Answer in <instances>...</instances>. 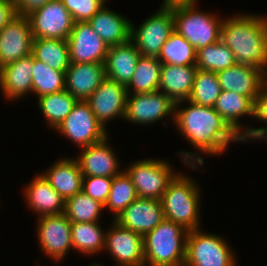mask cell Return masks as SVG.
Returning <instances> with one entry per match:
<instances>
[{
  "label": "cell",
  "instance_id": "4",
  "mask_svg": "<svg viewBox=\"0 0 267 266\" xmlns=\"http://www.w3.org/2000/svg\"><path fill=\"white\" fill-rule=\"evenodd\" d=\"M198 184L186 174L178 173L169 182L161 197L164 217L186 230L200 228V188Z\"/></svg>",
  "mask_w": 267,
  "mask_h": 266
},
{
  "label": "cell",
  "instance_id": "33",
  "mask_svg": "<svg viewBox=\"0 0 267 266\" xmlns=\"http://www.w3.org/2000/svg\"><path fill=\"white\" fill-rule=\"evenodd\" d=\"M158 60L161 64L195 65L196 50L183 36L174 30L162 46Z\"/></svg>",
  "mask_w": 267,
  "mask_h": 266
},
{
  "label": "cell",
  "instance_id": "1",
  "mask_svg": "<svg viewBox=\"0 0 267 266\" xmlns=\"http://www.w3.org/2000/svg\"><path fill=\"white\" fill-rule=\"evenodd\" d=\"M185 101L189 106L181 109L180 105ZM173 123L198 152L207 155H221L230 142L242 141L213 107L197 105L188 100L175 103Z\"/></svg>",
  "mask_w": 267,
  "mask_h": 266
},
{
  "label": "cell",
  "instance_id": "22",
  "mask_svg": "<svg viewBox=\"0 0 267 266\" xmlns=\"http://www.w3.org/2000/svg\"><path fill=\"white\" fill-rule=\"evenodd\" d=\"M24 189L29 209L37 212L38 218L64 213L65 199L42 174H37Z\"/></svg>",
  "mask_w": 267,
  "mask_h": 266
},
{
  "label": "cell",
  "instance_id": "19",
  "mask_svg": "<svg viewBox=\"0 0 267 266\" xmlns=\"http://www.w3.org/2000/svg\"><path fill=\"white\" fill-rule=\"evenodd\" d=\"M109 137L103 141L88 147L82 148V153L77 156V161L83 176H104L111 177L119 175V160L114 148L108 146Z\"/></svg>",
  "mask_w": 267,
  "mask_h": 266
},
{
  "label": "cell",
  "instance_id": "9",
  "mask_svg": "<svg viewBox=\"0 0 267 266\" xmlns=\"http://www.w3.org/2000/svg\"><path fill=\"white\" fill-rule=\"evenodd\" d=\"M55 130L81 148L99 143L108 136L107 130L98 122L86 101H77Z\"/></svg>",
  "mask_w": 267,
  "mask_h": 266
},
{
  "label": "cell",
  "instance_id": "12",
  "mask_svg": "<svg viewBox=\"0 0 267 266\" xmlns=\"http://www.w3.org/2000/svg\"><path fill=\"white\" fill-rule=\"evenodd\" d=\"M37 223L36 232L41 250L58 263L73 249L71 222L61 213L39 217Z\"/></svg>",
  "mask_w": 267,
  "mask_h": 266
},
{
  "label": "cell",
  "instance_id": "21",
  "mask_svg": "<svg viewBox=\"0 0 267 266\" xmlns=\"http://www.w3.org/2000/svg\"><path fill=\"white\" fill-rule=\"evenodd\" d=\"M33 55L8 63L0 68V89L7 100L32 92Z\"/></svg>",
  "mask_w": 267,
  "mask_h": 266
},
{
  "label": "cell",
  "instance_id": "43",
  "mask_svg": "<svg viewBox=\"0 0 267 266\" xmlns=\"http://www.w3.org/2000/svg\"><path fill=\"white\" fill-rule=\"evenodd\" d=\"M245 129V141L248 140H266L267 141V127H260V128H252V127H246L244 126Z\"/></svg>",
  "mask_w": 267,
  "mask_h": 266
},
{
  "label": "cell",
  "instance_id": "40",
  "mask_svg": "<svg viewBox=\"0 0 267 266\" xmlns=\"http://www.w3.org/2000/svg\"><path fill=\"white\" fill-rule=\"evenodd\" d=\"M253 117L267 123V84L260 90L258 96L255 98Z\"/></svg>",
  "mask_w": 267,
  "mask_h": 266
},
{
  "label": "cell",
  "instance_id": "28",
  "mask_svg": "<svg viewBox=\"0 0 267 266\" xmlns=\"http://www.w3.org/2000/svg\"><path fill=\"white\" fill-rule=\"evenodd\" d=\"M160 70L161 62L157 57L140 55L134 74L125 86L127 93L143 94L159 91Z\"/></svg>",
  "mask_w": 267,
  "mask_h": 266
},
{
  "label": "cell",
  "instance_id": "6",
  "mask_svg": "<svg viewBox=\"0 0 267 266\" xmlns=\"http://www.w3.org/2000/svg\"><path fill=\"white\" fill-rule=\"evenodd\" d=\"M200 230L188 232L184 266H238L234 252L222 235Z\"/></svg>",
  "mask_w": 267,
  "mask_h": 266
},
{
  "label": "cell",
  "instance_id": "2",
  "mask_svg": "<svg viewBox=\"0 0 267 266\" xmlns=\"http://www.w3.org/2000/svg\"><path fill=\"white\" fill-rule=\"evenodd\" d=\"M220 40L233 52L236 64L267 72V16L236 14L224 19Z\"/></svg>",
  "mask_w": 267,
  "mask_h": 266
},
{
  "label": "cell",
  "instance_id": "30",
  "mask_svg": "<svg viewBox=\"0 0 267 266\" xmlns=\"http://www.w3.org/2000/svg\"><path fill=\"white\" fill-rule=\"evenodd\" d=\"M105 233L98 222L71 223V240L73 249L91 255L104 251Z\"/></svg>",
  "mask_w": 267,
  "mask_h": 266
},
{
  "label": "cell",
  "instance_id": "34",
  "mask_svg": "<svg viewBox=\"0 0 267 266\" xmlns=\"http://www.w3.org/2000/svg\"><path fill=\"white\" fill-rule=\"evenodd\" d=\"M236 64L233 52L220 41L196 50V67L218 73Z\"/></svg>",
  "mask_w": 267,
  "mask_h": 266
},
{
  "label": "cell",
  "instance_id": "26",
  "mask_svg": "<svg viewBox=\"0 0 267 266\" xmlns=\"http://www.w3.org/2000/svg\"><path fill=\"white\" fill-rule=\"evenodd\" d=\"M140 55L131 41L109 47L104 63L106 77L126 86L134 74Z\"/></svg>",
  "mask_w": 267,
  "mask_h": 266
},
{
  "label": "cell",
  "instance_id": "44",
  "mask_svg": "<svg viewBox=\"0 0 267 266\" xmlns=\"http://www.w3.org/2000/svg\"><path fill=\"white\" fill-rule=\"evenodd\" d=\"M90 266H102V265H100V264H96V263H93L92 265H90Z\"/></svg>",
  "mask_w": 267,
  "mask_h": 266
},
{
  "label": "cell",
  "instance_id": "32",
  "mask_svg": "<svg viewBox=\"0 0 267 266\" xmlns=\"http://www.w3.org/2000/svg\"><path fill=\"white\" fill-rule=\"evenodd\" d=\"M65 90V72L52 69L33 56L32 93L37 97Z\"/></svg>",
  "mask_w": 267,
  "mask_h": 266
},
{
  "label": "cell",
  "instance_id": "35",
  "mask_svg": "<svg viewBox=\"0 0 267 266\" xmlns=\"http://www.w3.org/2000/svg\"><path fill=\"white\" fill-rule=\"evenodd\" d=\"M103 209V204L81 190L65 200L64 214L71 223L99 222L98 219Z\"/></svg>",
  "mask_w": 267,
  "mask_h": 266
},
{
  "label": "cell",
  "instance_id": "27",
  "mask_svg": "<svg viewBox=\"0 0 267 266\" xmlns=\"http://www.w3.org/2000/svg\"><path fill=\"white\" fill-rule=\"evenodd\" d=\"M253 107L254 102L249 97L221 90L213 108L242 141H245V129H242L243 126L238 119L245 115L254 118Z\"/></svg>",
  "mask_w": 267,
  "mask_h": 266
},
{
  "label": "cell",
  "instance_id": "29",
  "mask_svg": "<svg viewBox=\"0 0 267 266\" xmlns=\"http://www.w3.org/2000/svg\"><path fill=\"white\" fill-rule=\"evenodd\" d=\"M32 55L52 69L66 72L70 66L67 40L34 38Z\"/></svg>",
  "mask_w": 267,
  "mask_h": 266
},
{
  "label": "cell",
  "instance_id": "10",
  "mask_svg": "<svg viewBox=\"0 0 267 266\" xmlns=\"http://www.w3.org/2000/svg\"><path fill=\"white\" fill-rule=\"evenodd\" d=\"M33 38L67 40L74 20L61 0H50L27 14Z\"/></svg>",
  "mask_w": 267,
  "mask_h": 266
},
{
  "label": "cell",
  "instance_id": "16",
  "mask_svg": "<svg viewBox=\"0 0 267 266\" xmlns=\"http://www.w3.org/2000/svg\"><path fill=\"white\" fill-rule=\"evenodd\" d=\"M67 41L70 63H105L109 47L88 22H74Z\"/></svg>",
  "mask_w": 267,
  "mask_h": 266
},
{
  "label": "cell",
  "instance_id": "41",
  "mask_svg": "<svg viewBox=\"0 0 267 266\" xmlns=\"http://www.w3.org/2000/svg\"><path fill=\"white\" fill-rule=\"evenodd\" d=\"M17 15L13 0H0V31Z\"/></svg>",
  "mask_w": 267,
  "mask_h": 266
},
{
  "label": "cell",
  "instance_id": "37",
  "mask_svg": "<svg viewBox=\"0 0 267 266\" xmlns=\"http://www.w3.org/2000/svg\"><path fill=\"white\" fill-rule=\"evenodd\" d=\"M221 92L217 74L197 69L193 89L188 101L207 107H214Z\"/></svg>",
  "mask_w": 267,
  "mask_h": 266
},
{
  "label": "cell",
  "instance_id": "36",
  "mask_svg": "<svg viewBox=\"0 0 267 266\" xmlns=\"http://www.w3.org/2000/svg\"><path fill=\"white\" fill-rule=\"evenodd\" d=\"M138 198L135 186L125 171L113 177L111 190L104 208L112 211L114 219Z\"/></svg>",
  "mask_w": 267,
  "mask_h": 266
},
{
  "label": "cell",
  "instance_id": "39",
  "mask_svg": "<svg viewBox=\"0 0 267 266\" xmlns=\"http://www.w3.org/2000/svg\"><path fill=\"white\" fill-rule=\"evenodd\" d=\"M113 182V178L104 176H84L82 191L94 200L105 204Z\"/></svg>",
  "mask_w": 267,
  "mask_h": 266
},
{
  "label": "cell",
  "instance_id": "3",
  "mask_svg": "<svg viewBox=\"0 0 267 266\" xmlns=\"http://www.w3.org/2000/svg\"><path fill=\"white\" fill-rule=\"evenodd\" d=\"M188 230L164 219L143 236L145 266H184Z\"/></svg>",
  "mask_w": 267,
  "mask_h": 266
},
{
  "label": "cell",
  "instance_id": "8",
  "mask_svg": "<svg viewBox=\"0 0 267 266\" xmlns=\"http://www.w3.org/2000/svg\"><path fill=\"white\" fill-rule=\"evenodd\" d=\"M157 13L148 17L136 29L131 23L130 41L142 56H159L162 46L174 31L172 9L161 5Z\"/></svg>",
  "mask_w": 267,
  "mask_h": 266
},
{
  "label": "cell",
  "instance_id": "7",
  "mask_svg": "<svg viewBox=\"0 0 267 266\" xmlns=\"http://www.w3.org/2000/svg\"><path fill=\"white\" fill-rule=\"evenodd\" d=\"M165 160L143 159L129 165L124 171L131 178L137 196L161 200L176 172Z\"/></svg>",
  "mask_w": 267,
  "mask_h": 266
},
{
  "label": "cell",
  "instance_id": "23",
  "mask_svg": "<svg viewBox=\"0 0 267 266\" xmlns=\"http://www.w3.org/2000/svg\"><path fill=\"white\" fill-rule=\"evenodd\" d=\"M92 29L108 47L130 41L131 21L103 6L89 21Z\"/></svg>",
  "mask_w": 267,
  "mask_h": 266
},
{
  "label": "cell",
  "instance_id": "11",
  "mask_svg": "<svg viewBox=\"0 0 267 266\" xmlns=\"http://www.w3.org/2000/svg\"><path fill=\"white\" fill-rule=\"evenodd\" d=\"M132 95V96H131ZM175 102L161 91L143 94H128L125 121L135 124H150L172 115L174 121Z\"/></svg>",
  "mask_w": 267,
  "mask_h": 266
},
{
  "label": "cell",
  "instance_id": "15",
  "mask_svg": "<svg viewBox=\"0 0 267 266\" xmlns=\"http://www.w3.org/2000/svg\"><path fill=\"white\" fill-rule=\"evenodd\" d=\"M127 95L125 85L106 77L86 102L106 130L107 122L116 117L124 118Z\"/></svg>",
  "mask_w": 267,
  "mask_h": 266
},
{
  "label": "cell",
  "instance_id": "20",
  "mask_svg": "<svg viewBox=\"0 0 267 266\" xmlns=\"http://www.w3.org/2000/svg\"><path fill=\"white\" fill-rule=\"evenodd\" d=\"M105 78L102 63H71L65 72V90L77 101H86Z\"/></svg>",
  "mask_w": 267,
  "mask_h": 266
},
{
  "label": "cell",
  "instance_id": "31",
  "mask_svg": "<svg viewBox=\"0 0 267 266\" xmlns=\"http://www.w3.org/2000/svg\"><path fill=\"white\" fill-rule=\"evenodd\" d=\"M77 100L66 90L38 97V106L51 129L70 114Z\"/></svg>",
  "mask_w": 267,
  "mask_h": 266
},
{
  "label": "cell",
  "instance_id": "38",
  "mask_svg": "<svg viewBox=\"0 0 267 266\" xmlns=\"http://www.w3.org/2000/svg\"><path fill=\"white\" fill-rule=\"evenodd\" d=\"M72 15L74 22H88L103 6L106 0H61Z\"/></svg>",
  "mask_w": 267,
  "mask_h": 266
},
{
  "label": "cell",
  "instance_id": "5",
  "mask_svg": "<svg viewBox=\"0 0 267 266\" xmlns=\"http://www.w3.org/2000/svg\"><path fill=\"white\" fill-rule=\"evenodd\" d=\"M195 4L189 2L168 6L172 9L174 30L198 50L220 41L224 19L217 14L198 10Z\"/></svg>",
  "mask_w": 267,
  "mask_h": 266
},
{
  "label": "cell",
  "instance_id": "18",
  "mask_svg": "<svg viewBox=\"0 0 267 266\" xmlns=\"http://www.w3.org/2000/svg\"><path fill=\"white\" fill-rule=\"evenodd\" d=\"M165 219L160 200L138 197L115 219L121 226L144 236Z\"/></svg>",
  "mask_w": 267,
  "mask_h": 266
},
{
  "label": "cell",
  "instance_id": "24",
  "mask_svg": "<svg viewBox=\"0 0 267 266\" xmlns=\"http://www.w3.org/2000/svg\"><path fill=\"white\" fill-rule=\"evenodd\" d=\"M197 69L196 65L161 64L159 91L175 103L187 100L193 89Z\"/></svg>",
  "mask_w": 267,
  "mask_h": 266
},
{
  "label": "cell",
  "instance_id": "25",
  "mask_svg": "<svg viewBox=\"0 0 267 266\" xmlns=\"http://www.w3.org/2000/svg\"><path fill=\"white\" fill-rule=\"evenodd\" d=\"M42 173L50 185L65 199L82 190L83 174L75 158H62Z\"/></svg>",
  "mask_w": 267,
  "mask_h": 266
},
{
  "label": "cell",
  "instance_id": "14",
  "mask_svg": "<svg viewBox=\"0 0 267 266\" xmlns=\"http://www.w3.org/2000/svg\"><path fill=\"white\" fill-rule=\"evenodd\" d=\"M33 39L27 15L18 14L0 31V68L31 55Z\"/></svg>",
  "mask_w": 267,
  "mask_h": 266
},
{
  "label": "cell",
  "instance_id": "17",
  "mask_svg": "<svg viewBox=\"0 0 267 266\" xmlns=\"http://www.w3.org/2000/svg\"><path fill=\"white\" fill-rule=\"evenodd\" d=\"M217 74L221 90L249 97L253 102L267 84V72L245 64H235Z\"/></svg>",
  "mask_w": 267,
  "mask_h": 266
},
{
  "label": "cell",
  "instance_id": "42",
  "mask_svg": "<svg viewBox=\"0 0 267 266\" xmlns=\"http://www.w3.org/2000/svg\"><path fill=\"white\" fill-rule=\"evenodd\" d=\"M50 0H13L17 13L27 15L32 10L44 6Z\"/></svg>",
  "mask_w": 267,
  "mask_h": 266
},
{
  "label": "cell",
  "instance_id": "13",
  "mask_svg": "<svg viewBox=\"0 0 267 266\" xmlns=\"http://www.w3.org/2000/svg\"><path fill=\"white\" fill-rule=\"evenodd\" d=\"M104 249L114 257L117 266H145L143 236L114 220L105 233Z\"/></svg>",
  "mask_w": 267,
  "mask_h": 266
}]
</instances>
